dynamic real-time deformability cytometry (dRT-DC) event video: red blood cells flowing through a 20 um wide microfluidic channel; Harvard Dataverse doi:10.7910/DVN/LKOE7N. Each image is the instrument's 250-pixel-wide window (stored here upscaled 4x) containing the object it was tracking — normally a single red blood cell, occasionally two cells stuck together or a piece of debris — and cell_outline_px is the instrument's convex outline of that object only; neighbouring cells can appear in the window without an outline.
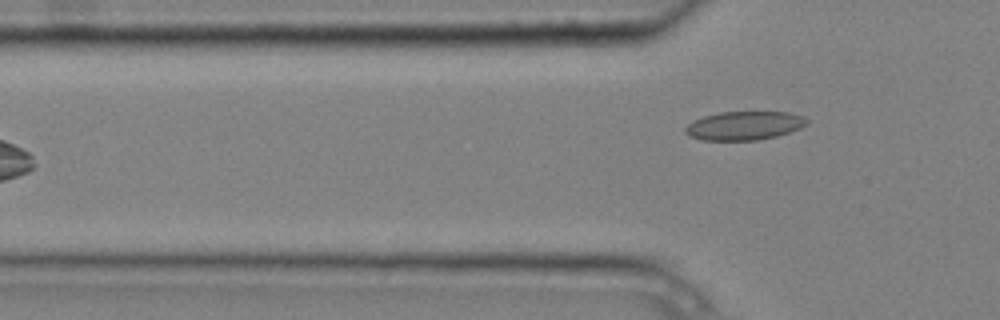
{"species": "common noctule bat (a hibernating species)", "species_latin": "Nyctalus noctula", "temperature_condition": "cold", "stored_images_in_passage": 5, "camera_frame_rate_fps": 3000, "um_per_image_px": 0.085, "animal": {"sex": "male", "body_mass_g": 20.4}, "frame": {"image": 1, "passage_image": 5, "time_ms": 1.333, "image_size_px": [1000, 320], "cell_outline_px": [[808, 124], [800, 128], [776, 136], [756, 140], [700, 140], [688, 136], [684, 132], [684, 128], [692, 120], [704, 116], [720, 112], [788, 112], [804, 116], [808, 120]], "centroid_in_image_um": [63.23, 10.68], "position_along_channel_um": 62.6, "area_um2": 20.4}}